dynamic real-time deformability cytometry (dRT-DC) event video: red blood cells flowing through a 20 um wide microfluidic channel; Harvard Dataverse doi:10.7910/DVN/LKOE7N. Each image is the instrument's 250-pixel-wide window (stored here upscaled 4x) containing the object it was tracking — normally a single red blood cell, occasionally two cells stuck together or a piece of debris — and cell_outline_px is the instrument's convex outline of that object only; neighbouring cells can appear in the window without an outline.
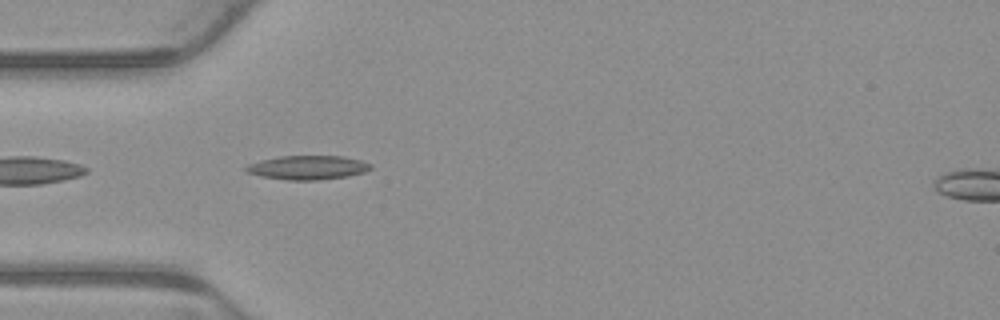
{"species": "common noctule bat (a hibernating species)", "species_latin": "Nyctalus noctula", "temperature_condition": "warm", "stored_images_in_passage": 4, "segment_of_instrument_passage": [1, 2], "camera_frame_rate_fps": 3000, "um_per_image_px": 0.085, "animal": {"sex": "male", "body_mass_g": 23.1, "forearm_length_mm": 52.7}, "frame": {"image": 1, "passage_image": 3, "time_ms": 0.667, "image_size_px": [1000, 320], "cell_outline_px": [[372, 168], [364, 172], [348, 176], [316, 180], [288, 180], [264, 176], [248, 172], [244, 168], [248, 164], [260, 160], [280, 156], [344, 156], [360, 160], [372, 164]], "centroid_in_image_um": [26.19, 14.23], "position_along_channel_um": 58.8, "area_um2": 17.28}}